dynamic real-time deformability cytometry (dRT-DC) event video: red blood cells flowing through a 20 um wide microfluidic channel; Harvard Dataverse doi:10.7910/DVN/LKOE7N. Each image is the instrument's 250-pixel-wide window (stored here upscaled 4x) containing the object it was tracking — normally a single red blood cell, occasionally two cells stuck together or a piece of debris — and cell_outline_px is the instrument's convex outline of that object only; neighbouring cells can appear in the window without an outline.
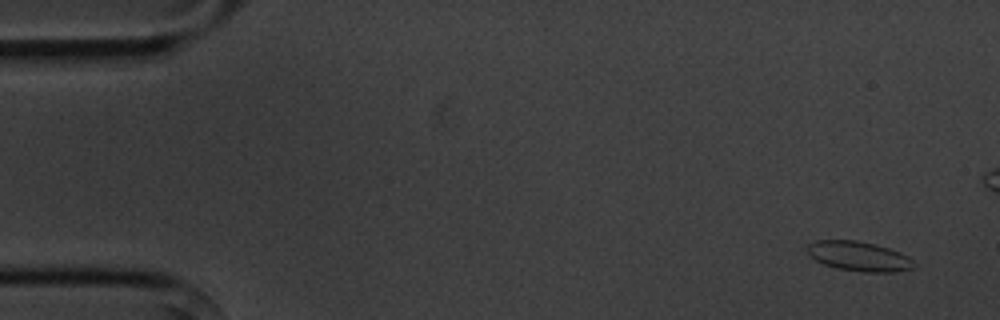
{"species": "common noctule bat (a hibernating species)", "species_latin": "Nyctalus noctula", "temperature_condition": "cold", "stored_images_in_passage": 9, "segment_of_instrument_passage": [1, 2], "camera_frame_rate_fps": 3000, "um_per_image_px": 0.085, "animal": {"sex": "male", "body_mass_g": 20.1, "forearm_length_mm": 53.5}, "frame": {"image": 1, "passage_image": 1, "time_ms": 0.0, "image_size_px": [1000, 320], "cell_outline_px": [[916, 264], [912, 268], [896, 272], [864, 272], [840, 268], [824, 264], [816, 260], [808, 252], [808, 244], [816, 240], [856, 240], [888, 248], [900, 252], [908, 256]], "centroid_in_image_um": [73.03, 21.78], "position_along_channel_um": 12.0, "area_um2": 18.15}}
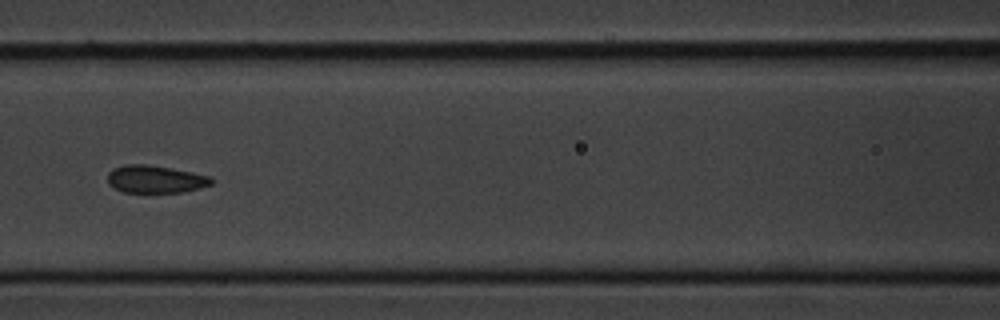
{"frame": {"image": 2, "passage_image": 7, "time_ms": 7.0, "image_size_px": [1000, 320], "cell_outline_px": [[212, 184], [200, 188], [184, 192], [148, 196], [124, 192], [108, 184], [108, 172], [112, 168], [128, 164], [148, 164], [192, 172], [212, 176]], "centroid_in_image_um": [13.2, 15.28], "position_along_channel_um": 153.4, "area_um2": 17.57}}
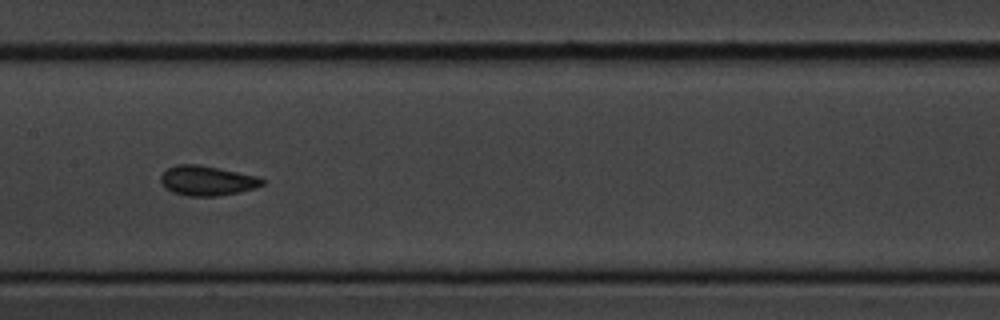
{"frame": {"image": 3, "passage_image": 8, "time_ms": 8.0, "image_size_px": [1000, 320], "cell_outline_px": [[264, 184], [256, 188], [240, 192], [216, 196], [188, 196], [172, 192], [164, 188], [160, 180], [160, 176], [168, 168], [176, 164], [200, 164], [256, 176], [264, 180]], "centroid_in_image_um": [17.57, 15.36], "position_along_channel_um": 189.8, "area_um2": 17.69}}